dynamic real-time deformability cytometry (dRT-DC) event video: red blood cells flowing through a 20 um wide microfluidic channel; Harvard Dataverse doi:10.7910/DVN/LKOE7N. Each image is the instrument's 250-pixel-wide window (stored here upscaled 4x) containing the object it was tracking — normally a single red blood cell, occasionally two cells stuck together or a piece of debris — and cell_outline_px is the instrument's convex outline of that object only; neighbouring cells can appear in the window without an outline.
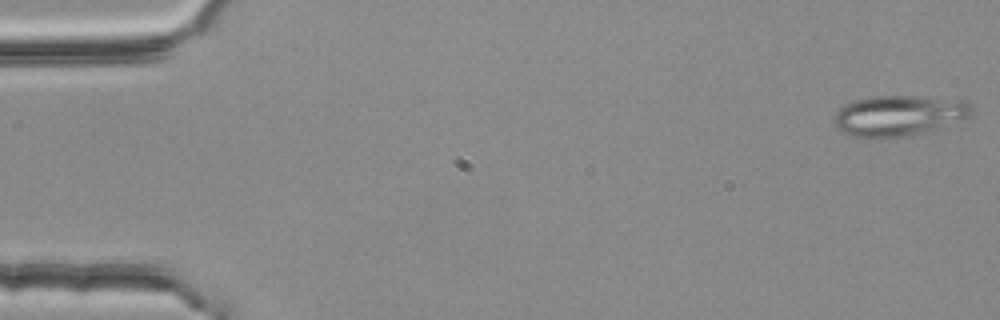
{"species": "common noctule bat (a hibernating species)", "species_latin": "Nyctalus noctula", "temperature_condition": "room temperature", "stored_images_in_passage": 4, "camera_frame_rate_fps": 3000, "um_per_image_px": 0.085, "animal": {"sex": "female", "body_mass_g": 25.1}, "frame": {"image": 1, "passage_image": 1, "time_ms": 0.0, "image_size_px": [1000, 320], "cell_outline_px": [[972, 112], [968, 116], [928, 132], [872, 140], [852, 136], [836, 128], [832, 124], [832, 120], [836, 112], [840, 108], [852, 100], [872, 96], [912, 96], [968, 100], [972, 108]], "centroid_in_image_um": [76.33, 9.83], "position_along_channel_um": 8.7, "area_um2": 32.89}}